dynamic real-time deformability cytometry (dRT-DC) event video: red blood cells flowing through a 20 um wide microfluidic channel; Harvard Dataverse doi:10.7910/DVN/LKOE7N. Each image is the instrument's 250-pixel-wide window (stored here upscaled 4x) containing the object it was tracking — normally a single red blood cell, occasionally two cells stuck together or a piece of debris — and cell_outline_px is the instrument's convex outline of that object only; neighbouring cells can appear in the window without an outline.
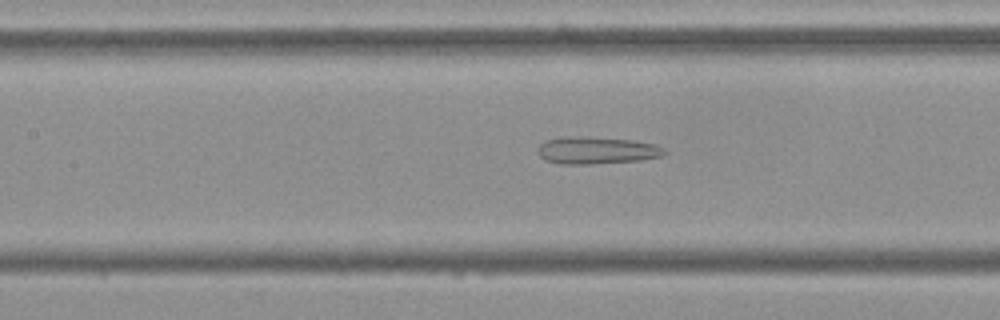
{"species": "Egyptian fruit bat (a non-hibernating species)", "species_latin": "Rousettus aegyptiacus", "temperature_condition": "cold", "stored_images_in_passage": 54, "camera_frame_rate_fps": 3000, "um_per_image_px": 0.085, "frame": {"image": 1, "passage_image": 24, "time_ms": 7.667, "image_size_px": [1000, 320], "cell_outline_px": [[668, 152], [660, 156], [640, 160], [588, 164], [560, 164], [544, 160], [536, 152], [536, 148], [544, 140], [560, 136], [580, 136], [636, 140], [656, 144], [664, 148]], "centroid_in_image_um": [50.66, 12.76], "position_along_channel_um": 156.7, "area_um2": 20.46}}
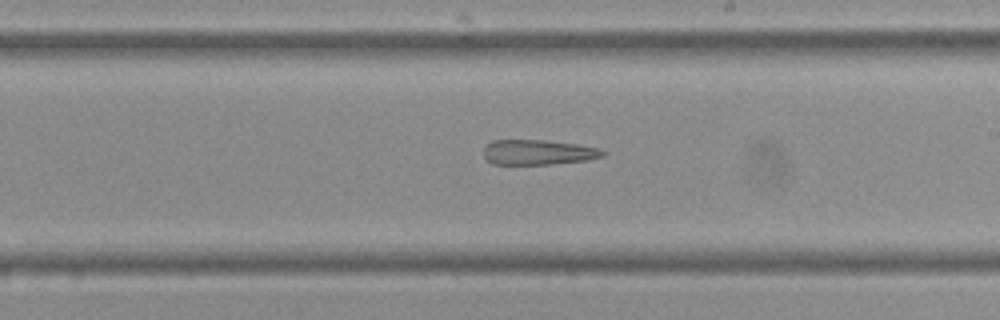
{"frame": {"image": 2, "passage_image": 31, "time_ms": 10.0, "image_size_px": [1000, 320], "cell_outline_px": [[608, 152], [604, 156], [588, 160], [552, 164], [492, 164], [484, 156], [484, 148], [492, 140], [544, 140], [576, 144], [600, 148]], "centroid_in_image_um": [45.78, 12.94], "position_along_channel_um": 243.2, "area_um2": 17.46}}
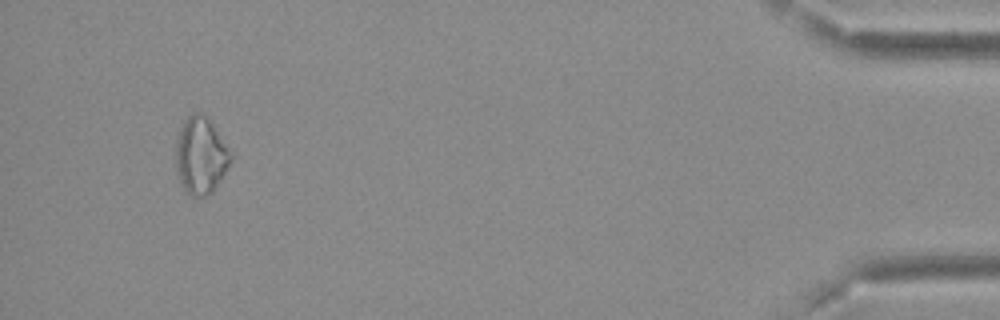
{"frame": {"image": 3, "passage_image": 51, "time_ms": 16.667, "image_size_px": [1000, 320], "cell_outline_px": [[232, 160], [220, 180], [212, 192], [204, 196], [192, 196], [180, 184], [176, 164], [176, 140], [180, 128], [184, 120], [192, 112], [200, 112], [212, 124], [232, 152]], "centroid_in_image_um": [17.06, 13.22], "position_along_channel_um": 418.1, "area_um2": 24.39}}